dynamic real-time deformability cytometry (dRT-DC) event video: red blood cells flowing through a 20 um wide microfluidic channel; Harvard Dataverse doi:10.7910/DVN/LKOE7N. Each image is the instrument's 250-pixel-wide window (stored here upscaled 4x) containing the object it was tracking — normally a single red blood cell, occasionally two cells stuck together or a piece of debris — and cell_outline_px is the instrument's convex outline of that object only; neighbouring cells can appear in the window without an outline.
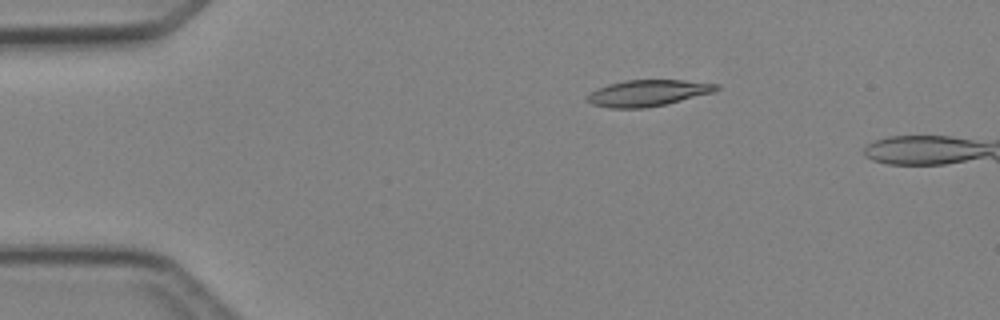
{"species": "Egyptian fruit bat (a non-hibernating species)", "species_latin": "Rousettus aegyptiacus", "temperature_condition": "cold", "stored_images_in_passage": 3, "camera_frame_rate_fps": 3000, "um_per_image_px": 0.085, "animal": {"sex": "female"}, "frame": {"image": 1, "passage_image": 1, "time_ms": 0.0, "image_size_px": [1000, 320], "cell_outline_px": [[720, 88], [712, 92], [664, 104], [644, 108], [608, 108], [592, 104], [588, 100], [588, 96], [596, 88], [608, 84], [624, 80], [684, 80], [720, 84]], "centroid_in_image_um": [55.05, 7.89], "position_along_channel_um": 29.9, "area_um2": 19.54}}